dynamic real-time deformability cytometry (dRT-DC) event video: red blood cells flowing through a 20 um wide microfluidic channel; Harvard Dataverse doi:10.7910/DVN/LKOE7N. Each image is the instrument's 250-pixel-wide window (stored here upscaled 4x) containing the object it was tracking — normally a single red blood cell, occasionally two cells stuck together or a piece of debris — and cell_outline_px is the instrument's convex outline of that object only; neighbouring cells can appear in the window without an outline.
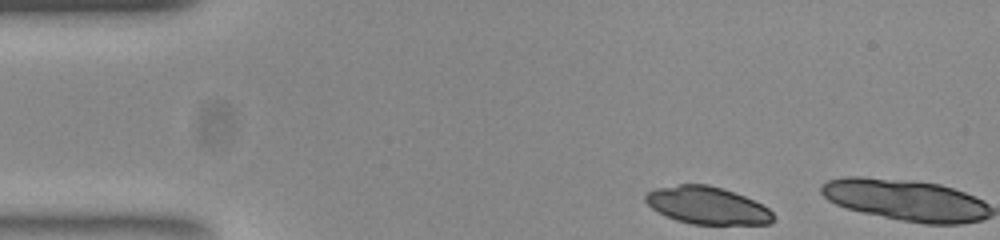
{"species": "common noctule bat (a hibernating species)", "species_latin": "Nyctalus noctula", "temperature_condition": "room temperature", "stored_images_in_passage": 2, "camera_frame_rate_fps": 3000, "um_per_image_px": 0.085, "animal": {"sex": "female", "body_mass_g": 23.0, "forearm_length_mm": 53.4}, "frame": {"image": 1, "passage_image": 1, "time_ms": 0.0, "image_size_px": [1000, 240], "cell_outline_px": [[776, 216], [768, 224], [692, 224], [676, 220], [652, 208], [644, 200], [644, 196], [648, 192], [656, 188], [680, 184], [708, 184], [724, 188], [744, 196], [768, 208]], "centroid_in_image_um": [60.11, 17.45], "position_along_channel_um": 24.9, "area_um2": 27.69}}